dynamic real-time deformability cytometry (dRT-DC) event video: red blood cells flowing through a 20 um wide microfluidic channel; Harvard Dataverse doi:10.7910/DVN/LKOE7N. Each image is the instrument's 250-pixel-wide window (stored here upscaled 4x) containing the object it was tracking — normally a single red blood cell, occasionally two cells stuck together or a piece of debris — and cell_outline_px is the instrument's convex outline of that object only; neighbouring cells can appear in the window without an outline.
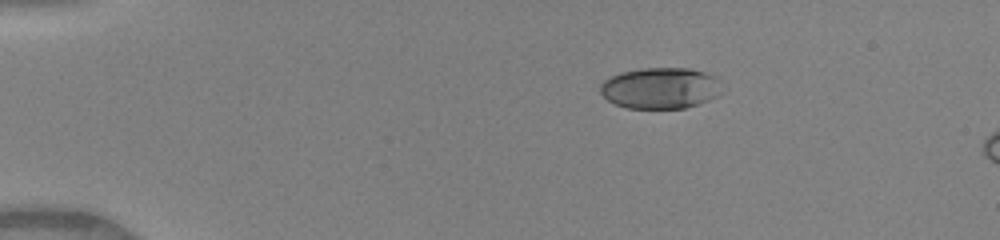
{"species": "human", "species_latin": "Homo sapiens", "temperature_condition": "warm", "stored_images_in_passage": 8, "camera_frame_rate_fps": 3000, "um_per_image_px": 0.085, "donor": {"sex": "female"}, "frame": {"image": 1, "passage_image": 1, "time_ms": 0.0, "image_size_px": [1000, 240], "cell_outline_px": [[716, 96], [708, 100], [684, 108], [628, 108], [616, 104], [608, 100], [600, 92], [600, 84], [604, 80], [620, 72], [640, 68], [688, 68], [704, 72], [716, 76]], "centroid_in_image_um": [56.04, 7.48], "position_along_channel_um": 29.0, "area_um2": 28.67}}